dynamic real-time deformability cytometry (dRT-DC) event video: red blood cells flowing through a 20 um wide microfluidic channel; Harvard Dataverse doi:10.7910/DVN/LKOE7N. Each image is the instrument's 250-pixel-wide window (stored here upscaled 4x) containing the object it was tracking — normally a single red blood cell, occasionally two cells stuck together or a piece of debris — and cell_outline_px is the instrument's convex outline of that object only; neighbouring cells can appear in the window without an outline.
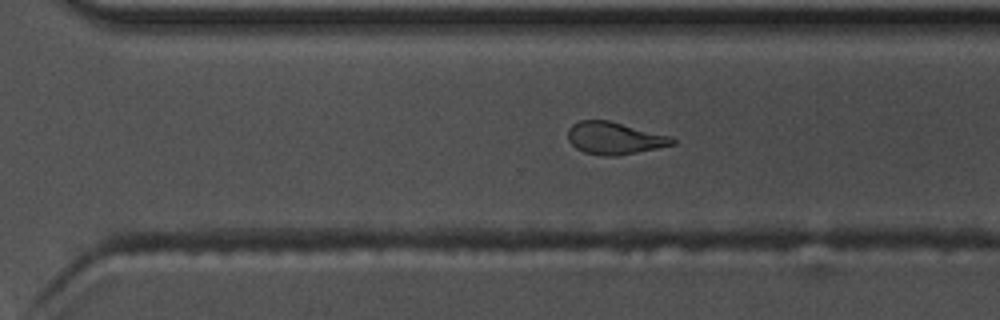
{"species": "common noctule bat (a hibernating species)", "species_latin": "Nyctalus noctula", "temperature_condition": "warm", "stored_images_in_passage": 42, "camera_frame_rate_fps": 3000, "um_per_image_px": 0.085, "animal": {"sex": "male", "body_mass_g": 17.5, "forearm_length_mm": 52.3}, "frame": {"image": 1, "passage_image": 25, "time_ms": 8.0, "image_size_px": [1000, 320], "cell_outline_px": [[676, 144], [616, 156], [600, 156], [584, 152], [576, 148], [568, 140], [568, 128], [572, 124], [580, 120], [608, 120], [672, 136], [676, 140]], "centroid_in_image_um": [52.22, 11.74], "position_along_channel_um": 318.4, "area_um2": 19.71}}
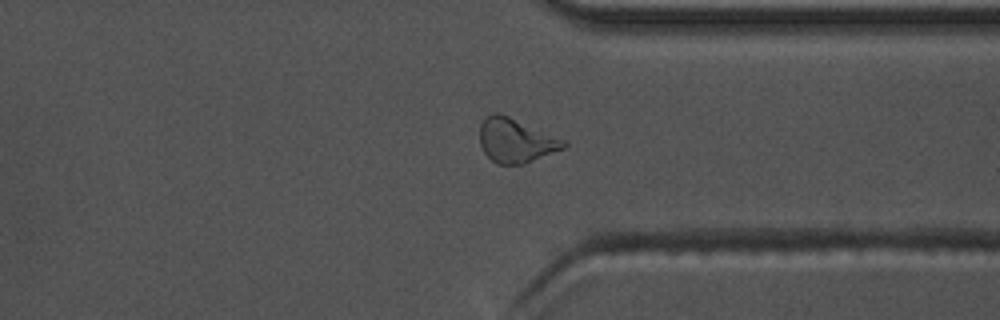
{"frame": {"image": 2, "passage_image": 29, "time_ms": 9.333, "image_size_px": [1000, 320], "cell_outline_px": [[568, 148], [524, 164], [496, 164], [484, 152], [480, 144], [480, 124], [484, 116], [492, 112], [500, 112], [568, 140]], "centroid_in_image_um": [43.9, 11.92], "position_along_channel_um": 367.5, "area_um2": 22.31}}
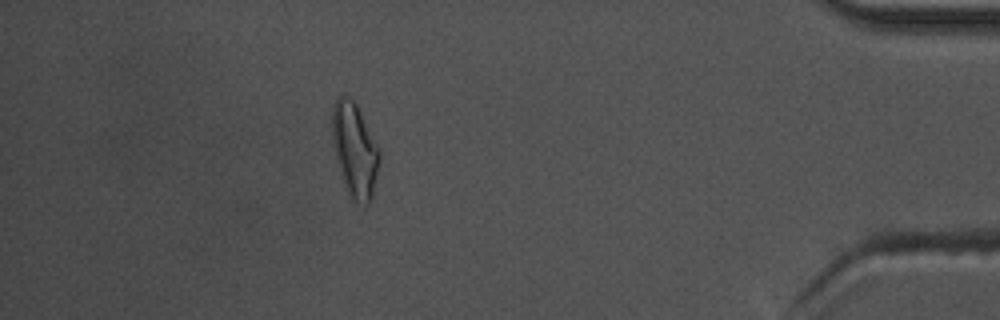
{"frame": {"image": 3, "passage_image": 36, "time_ms": 11.667, "image_size_px": [1000, 320], "cell_outline_px": [[380, 160], [372, 200], [368, 204], [364, 204], [356, 200], [348, 192], [340, 172], [336, 160], [332, 144], [332, 104], [340, 96], [348, 96], [356, 104], [380, 148]], "centroid_in_image_um": [30.16, 12.72], "position_along_channel_um": 405.0, "area_um2": 25.89}, "authors_computed_cell_mechanics": {"area_um2": 20.3745, "velocity_mm_per_s": 3.7553, "shape_relaxation_time_tau1_ms": 8.1545, "shape_relaxation_time_tau2_ms": 1.8481, "deformation_change_tau1": 0.2315, "deformation_change_tau2": 0.0986}}